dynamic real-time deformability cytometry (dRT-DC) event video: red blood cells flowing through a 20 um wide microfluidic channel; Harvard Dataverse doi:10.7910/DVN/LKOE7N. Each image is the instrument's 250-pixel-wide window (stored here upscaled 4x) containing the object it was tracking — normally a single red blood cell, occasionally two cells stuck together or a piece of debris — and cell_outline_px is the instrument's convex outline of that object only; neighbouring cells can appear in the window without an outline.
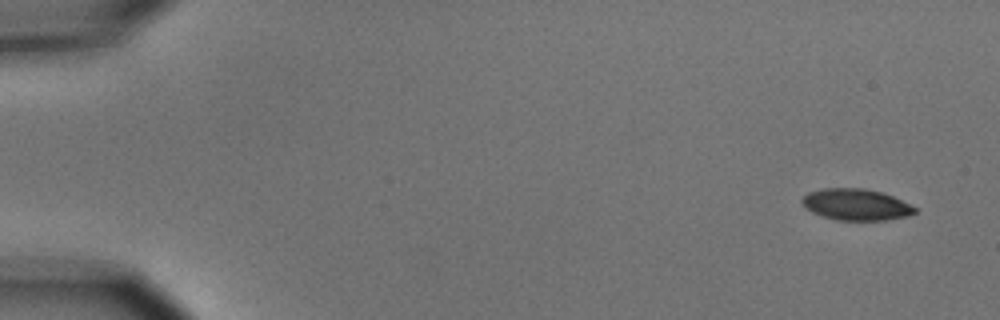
{"species": "common noctule bat (a hibernating species)", "species_latin": "Nyctalus noctula", "temperature_condition": "cold", "stored_images_in_passage": 6, "segment_of_instrument_passage": [1, 2], "camera_frame_rate_fps": 3000, "um_per_image_px": 0.085, "animal": {"sex": "male", "body_mass_g": 15.6}, "frame": {"image": 1, "passage_image": 1, "time_ms": 0.0, "image_size_px": [1000, 320], "cell_outline_px": [[916, 212], [908, 216], [884, 220], [836, 220], [820, 216], [804, 208], [800, 200], [808, 192], [824, 188], [864, 188], [880, 192], [892, 196], [916, 208]], "centroid_in_image_um": [72.7, 17.39], "position_along_channel_um": 12.3, "area_um2": 20.63}}